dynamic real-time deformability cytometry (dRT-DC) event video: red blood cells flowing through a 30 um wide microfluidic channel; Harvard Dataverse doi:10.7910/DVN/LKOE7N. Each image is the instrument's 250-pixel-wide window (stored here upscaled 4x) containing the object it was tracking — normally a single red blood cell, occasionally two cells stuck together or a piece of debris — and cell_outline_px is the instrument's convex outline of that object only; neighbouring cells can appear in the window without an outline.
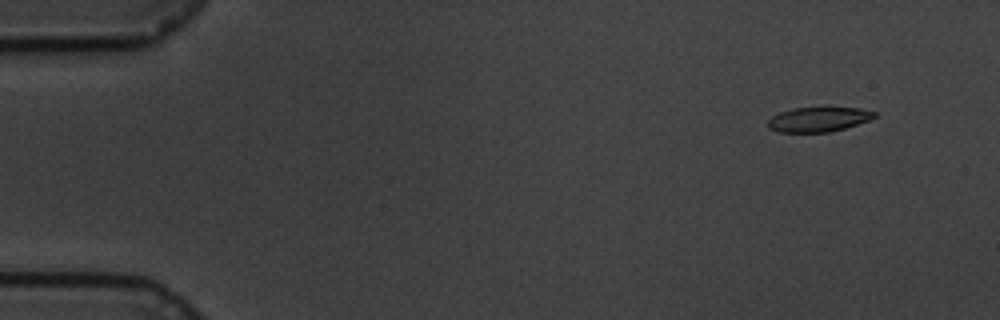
{"species": "common noctule bat (a hibernating species)", "species_latin": "Nyctalus noctula", "temperature_condition": "cold", "stored_images_in_passage": 57, "camera_frame_rate_fps": 3000, "um_per_image_px": 0.085, "animal": {"sex": "male", "body_mass_g": 19.5, "forearm_length_mm": 54.6}, "frame": {"image": 1, "passage_image": 2, "time_ms": 0.333, "image_size_px": [1000, 320], "cell_outline_px": [[876, 116], [868, 120], [844, 128], [828, 132], [776, 132], [768, 128], [768, 120], [772, 116], [780, 112], [792, 108], [860, 108], [876, 112]], "centroid_in_image_um": [69.52, 10.15], "position_along_channel_um": 15.5, "area_um2": 15.14}}
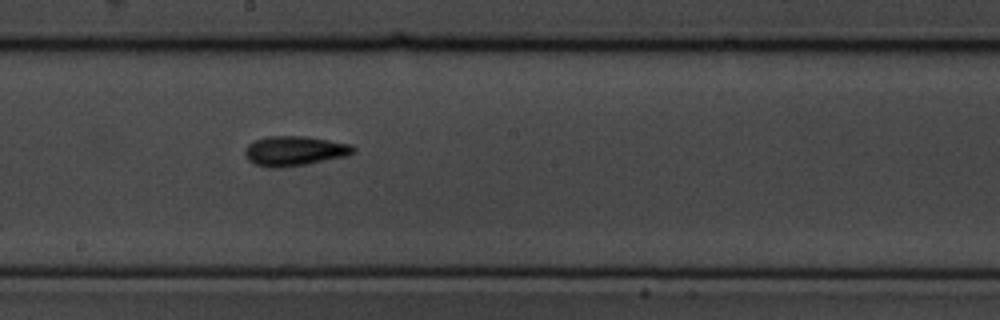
{"frame": {"image": 2, "passage_image": 30, "time_ms": 9.667, "image_size_px": [1000, 320], "cell_outline_px": [[356, 152], [348, 156], [304, 164], [280, 168], [268, 168], [256, 164], [248, 160], [244, 152], [248, 144], [256, 140], [268, 136], [304, 136], [352, 144], [356, 148]], "centroid_in_image_um": [25.06, 12.83], "position_along_channel_um": 223.1, "area_um2": 18.79}}
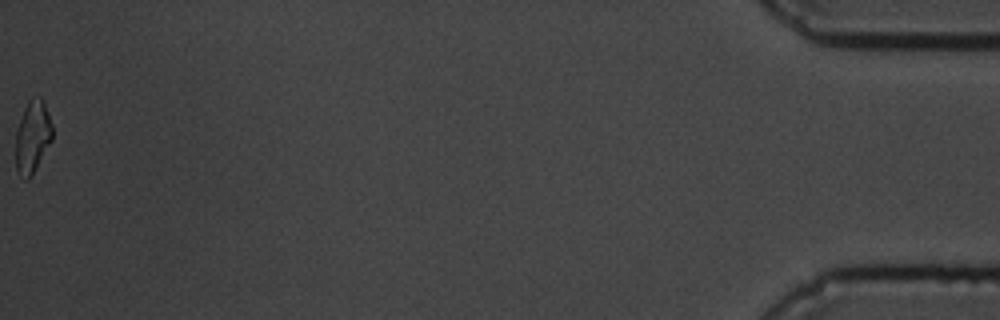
{"frame": {"image": 3, "passage_image": 57, "time_ms": 18.667, "image_size_px": [1000, 320], "cell_outline_px": [[52, 140], [32, 176], [28, 180], [24, 180], [16, 168], [16, 132], [24, 108], [28, 100], [32, 96], [40, 96], [44, 100], [52, 124]], "centroid_in_image_um": [2.78, 11.61], "position_along_channel_um": 432.4, "area_um2": 15.61}, "authors_computed_cell_mechanics": {"area_um2": 16.8198, "velocity_mm_per_s": 3.3911, "shape_relaxation_time_tau1_ms": 4.9573, "shape_relaxation_time_tau2_ms": 11.3278, "deformation_change_tau1": 0.1327, "deformation_change_tau2": 0.2242}}